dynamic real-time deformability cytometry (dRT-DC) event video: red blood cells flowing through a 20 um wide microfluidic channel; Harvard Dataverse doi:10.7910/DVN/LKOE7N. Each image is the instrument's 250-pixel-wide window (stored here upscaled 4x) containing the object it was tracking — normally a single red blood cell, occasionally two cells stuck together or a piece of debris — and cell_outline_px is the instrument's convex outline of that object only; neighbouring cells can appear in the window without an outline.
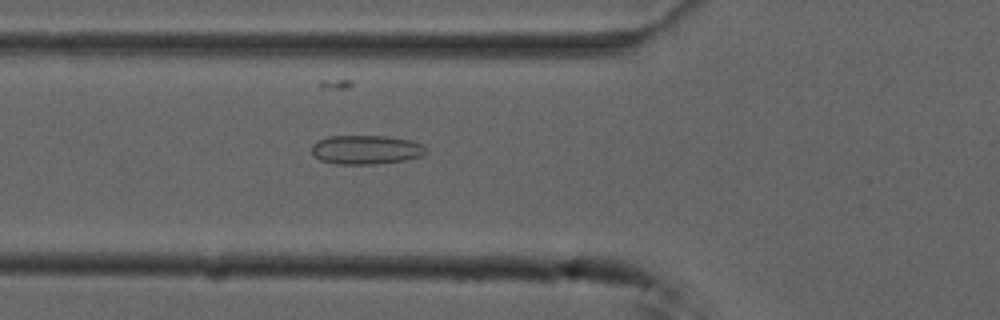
{"species": "common noctule bat (a hibernating species)", "species_latin": "Nyctalus noctula", "temperature_condition": "cold", "stored_images_in_passage": 54, "camera_frame_rate_fps": 3000, "um_per_image_px": 0.085, "animal": {"sex": "male", "forearm_length_mm": 52.5}, "frame": {"image": 1, "passage_image": 19, "time_ms": 6.0, "image_size_px": [1000, 320], "cell_outline_px": [[428, 152], [420, 156], [404, 160], [376, 164], [336, 164], [320, 160], [312, 156], [312, 144], [316, 140], [328, 136], [384, 136], [412, 140], [424, 144]], "centroid_in_image_um": [31.1, 12.72], "position_along_channel_um": 94.7, "area_um2": 19.59}}
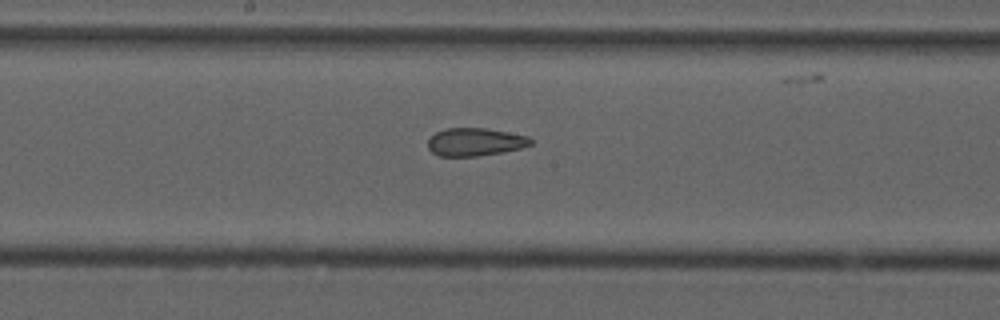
{"frame": {"image": 2, "passage_image": 28, "time_ms": 9.0, "image_size_px": [1000, 320], "cell_outline_px": [[532, 144], [520, 148], [500, 152], [476, 156], [440, 156], [432, 152], [428, 148], [428, 136], [444, 128], [484, 128], [528, 136], [532, 140]], "centroid_in_image_um": [40.33, 12.06], "position_along_channel_um": 207.9, "area_um2": 16.65}}
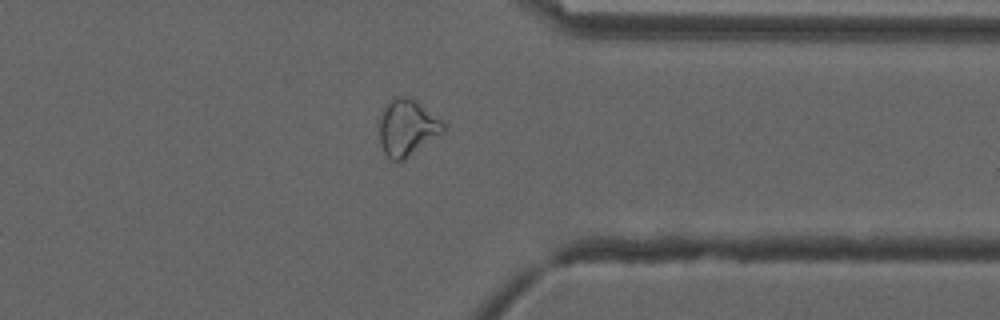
{"frame": {"image": 3, "passage_image": 42, "time_ms": 13.667, "image_size_px": [1000, 320], "cell_outline_px": [[448, 124], [444, 132], [404, 160], [392, 160], [384, 152], [380, 140], [380, 120], [384, 108], [396, 96], [404, 96], [416, 100]], "centroid_in_image_um": [34.67, 10.85], "position_along_channel_um": 376.7, "area_um2": 20.92}, "authors_computed_cell_mechanics": {"area_um2": 21.1837, "velocity_mm_per_s": 3.7444, "shape_relaxation_time_tau1_ms": null, "shape_relaxation_time_tau2_ms": 3.3742, "deformation_change_tau1": null, "deformation_change_tau2": 0.0983}}